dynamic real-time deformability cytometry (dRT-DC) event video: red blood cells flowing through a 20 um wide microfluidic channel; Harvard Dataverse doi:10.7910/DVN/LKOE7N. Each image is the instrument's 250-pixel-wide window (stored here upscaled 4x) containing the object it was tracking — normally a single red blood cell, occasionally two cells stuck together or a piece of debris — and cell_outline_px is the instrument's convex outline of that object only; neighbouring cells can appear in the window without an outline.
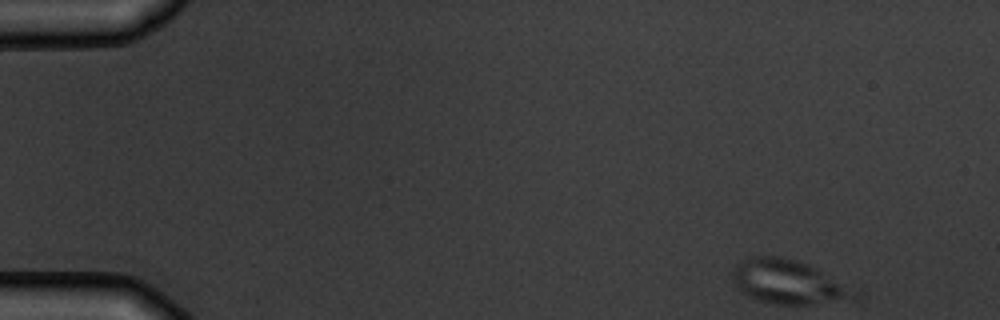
{"species": "common noctule bat (a hibernating species)", "species_latin": "Nyctalus noctula", "temperature_condition": "warm", "stored_images_in_passage": 5, "camera_frame_rate_fps": 3000, "um_per_image_px": 0.085, "animal": {"sex": "male", "body_mass_g": 19.5, "forearm_length_mm": 54.6}, "frame": {"image": 1, "passage_image": 1, "time_ms": 0.0, "image_size_px": [1000, 320], "cell_outline_px": [[860, 300], [856, 304], [776, 304], [760, 300], [740, 292], [736, 288], [732, 280], [732, 268], [736, 264], [752, 256], [776, 256], [796, 260], [808, 264], [860, 288]], "centroid_in_image_um": [67.23, 24.02], "position_along_channel_um": 17.8, "area_um2": 32.89}}